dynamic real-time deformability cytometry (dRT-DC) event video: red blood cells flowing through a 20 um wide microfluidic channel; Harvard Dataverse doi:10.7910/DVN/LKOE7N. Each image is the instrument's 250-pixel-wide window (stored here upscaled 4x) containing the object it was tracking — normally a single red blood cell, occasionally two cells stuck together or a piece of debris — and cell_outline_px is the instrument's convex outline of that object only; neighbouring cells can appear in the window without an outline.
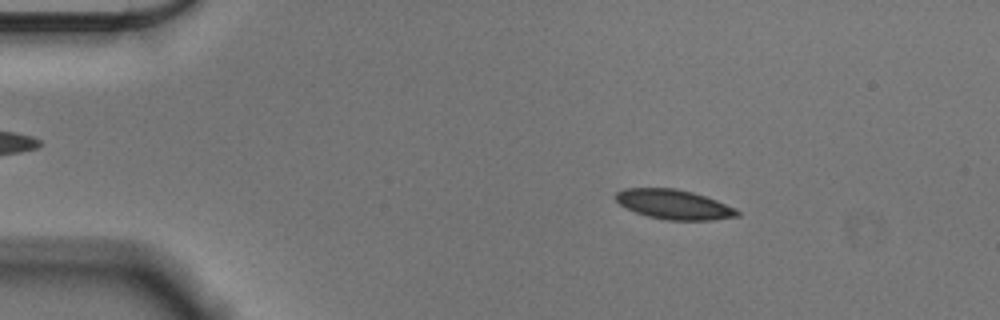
{"species": "Egyptian fruit bat (a non-hibernating species)", "species_latin": "Rousettus aegyptiacus", "temperature_condition": "cold", "stored_images_in_passage": 55, "camera_frame_rate_fps": 3000, "um_per_image_px": 0.085, "animal": {"sex": "male"}, "frame": {"image": 1, "passage_image": 9, "time_ms": 2.667, "image_size_px": [1000, 320], "cell_outline_px": [[740, 216], [712, 220], [668, 220], [648, 216], [636, 212], [620, 204], [616, 200], [616, 192], [624, 188], [676, 188], [692, 192], [716, 200], [736, 208], [740, 212]], "centroid_in_image_um": [57.31, 17.37], "position_along_channel_um": 27.7, "area_um2": 20.87}}
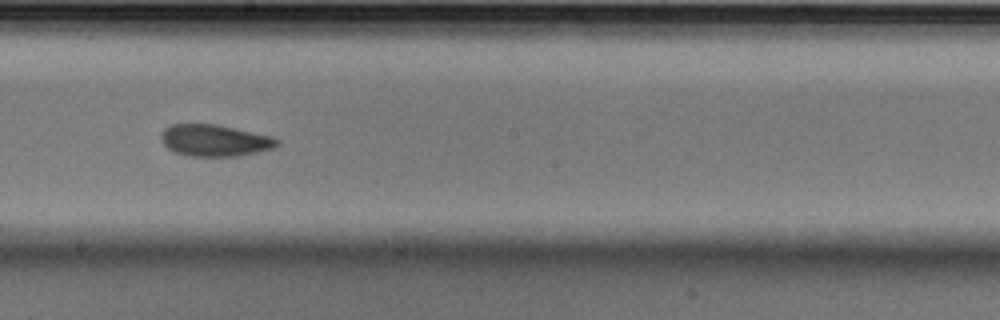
{"frame": {"image": 2, "passage_image": 31, "time_ms": 10.0, "image_size_px": [1000, 320], "cell_outline_px": [[280, 144], [272, 148], [240, 156], [192, 156], [176, 152], [168, 148], [160, 140], [160, 136], [164, 128], [172, 124], [216, 124], [272, 136], [280, 140]], "centroid_in_image_um": [18.25, 11.93], "position_along_channel_um": 229.9, "area_um2": 21.39}}
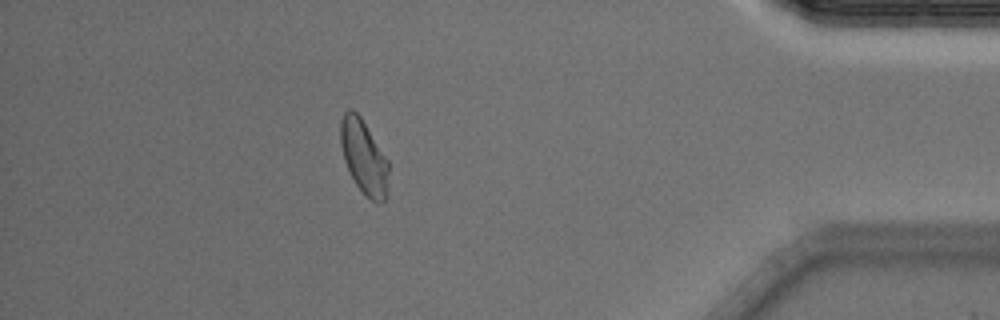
{"frame": {"image": 3, "passage_image": 49, "time_ms": 16.0, "image_size_px": [1000, 320], "cell_outline_px": [[388, 196], [384, 200], [372, 200], [356, 184], [344, 160], [340, 144], [340, 120], [344, 112], [348, 108], [352, 108], [360, 116], [388, 160]], "centroid_in_image_um": [30.92, 13.29], "position_along_channel_um": 404.3, "area_um2": 20.52}, "authors_computed_cell_mechanics": {"area_um2": 21.2126, "velocity_mm_per_s": 3.5975, "shape_relaxation_time_tau1_ms": 5.1392, "shape_relaxation_time_tau2_ms": 2.6159, "deformation_change_tau1": 0.1184, "deformation_change_tau2": 0.0828}}